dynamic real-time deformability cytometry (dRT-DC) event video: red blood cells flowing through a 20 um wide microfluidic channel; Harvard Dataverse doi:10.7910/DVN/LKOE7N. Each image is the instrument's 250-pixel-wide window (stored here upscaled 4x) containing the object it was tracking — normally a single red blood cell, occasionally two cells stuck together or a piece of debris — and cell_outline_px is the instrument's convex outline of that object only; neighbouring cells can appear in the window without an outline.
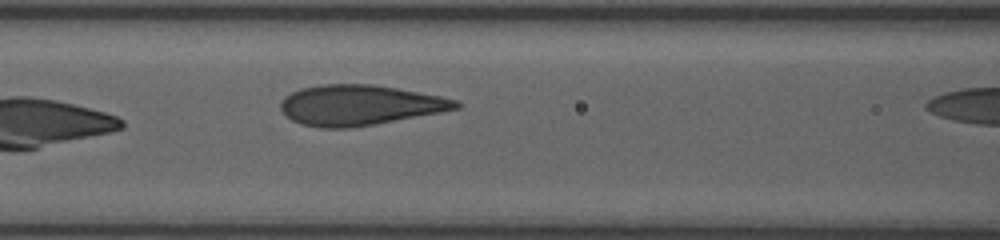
{"species": "human", "species_latin": "Homo sapiens", "temperature_condition": "room temperature", "stored_images_in_passage": 4, "segment_of_instrument_passage": [1, 2], "camera_frame_rate_fps": 3000, "um_per_image_px": 0.085, "donor": {"sex": "female"}, "frame": {"image": 1, "passage_image": 3, "time_ms": 1.667, "image_size_px": [1000, 240], "cell_outline_px": [[460, 108], [440, 112], [352, 128], [320, 128], [300, 124], [292, 120], [280, 108], [280, 104], [284, 96], [292, 92], [304, 88], [324, 84], [372, 84], [396, 88], [440, 96], [460, 100]], "centroid_in_image_um": [30.57, 8.94], "position_along_channel_um": 136.0, "area_um2": 40.92}}